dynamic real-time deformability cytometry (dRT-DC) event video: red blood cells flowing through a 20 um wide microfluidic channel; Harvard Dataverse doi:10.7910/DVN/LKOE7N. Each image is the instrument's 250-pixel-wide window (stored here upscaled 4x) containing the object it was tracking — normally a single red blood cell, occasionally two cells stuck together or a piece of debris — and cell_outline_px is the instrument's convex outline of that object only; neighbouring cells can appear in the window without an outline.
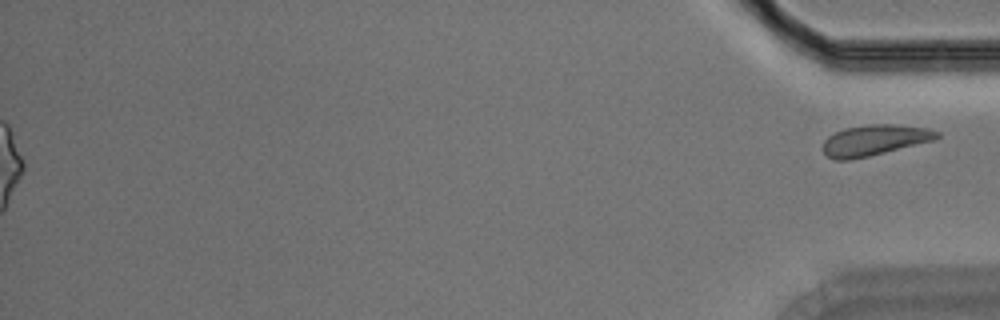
{"species": "Egyptian fruit bat (a non-hibernating species)", "species_latin": "Rousettus aegyptiacus", "temperature_condition": "room temperature", "stored_images_in_passage": 31, "segment_of_instrument_passage": [2, 2], "camera_frame_rate_fps": 3000, "um_per_image_px": 0.085, "animal": {"sex": "male"}, "frame": {"image": 1, "passage_image": 31, "time_ms": 10.0, "image_size_px": [1000, 320], "cell_outline_px": [[940, 136], [932, 140], [868, 156], [848, 160], [836, 160], [828, 156], [820, 148], [824, 140], [828, 136], [844, 128], [868, 124], [896, 124], [928, 128], [940, 132]], "centroid_in_image_um": [74.28, 11.9], "position_along_channel_um": 360.9, "area_um2": 20.29}}